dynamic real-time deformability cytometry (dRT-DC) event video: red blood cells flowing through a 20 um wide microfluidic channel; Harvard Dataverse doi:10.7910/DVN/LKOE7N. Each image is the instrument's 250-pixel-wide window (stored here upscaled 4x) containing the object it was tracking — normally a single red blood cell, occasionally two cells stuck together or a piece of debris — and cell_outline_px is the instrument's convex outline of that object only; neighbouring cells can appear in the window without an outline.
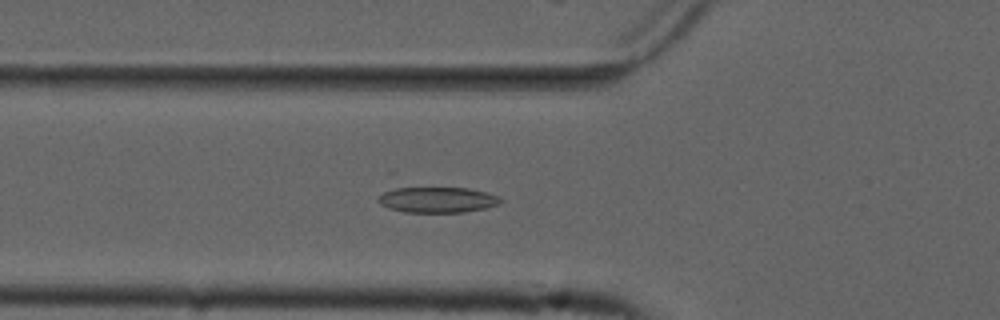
{"species": "common noctule bat (a hibernating species)", "species_latin": "Nyctalus noctula", "temperature_condition": "cold", "stored_images_in_passage": 55, "camera_frame_rate_fps": 3000, "um_per_image_px": 0.085, "animal": {"sex": "male", "forearm_length_mm": 52.5}, "frame": {"image": 1, "passage_image": 19, "time_ms": 6.0, "image_size_px": [1000, 320], "cell_outline_px": [[504, 200], [500, 204], [484, 208], [464, 212], [404, 212], [388, 208], [380, 204], [376, 200], [384, 192], [396, 184], [400, 184], [468, 188], [500, 196]], "centroid_in_image_um": [37.08, 16.91], "position_along_channel_um": 88.7, "area_um2": 19.48}}
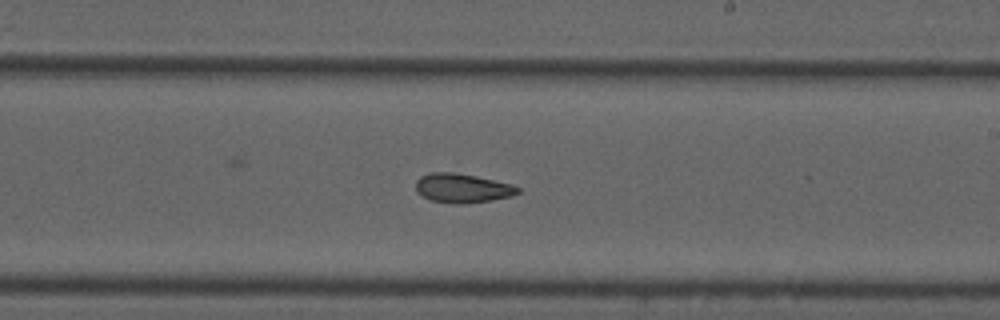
{"frame": {"image": 2, "passage_image": 32, "time_ms": 10.333, "image_size_px": [1000, 320], "cell_outline_px": [[520, 192], [512, 196], [492, 200], [460, 204], [452, 204], [428, 200], [420, 196], [416, 192], [416, 180], [420, 176], [432, 172], [452, 172], [476, 176], [512, 184], [520, 188]], "centroid_in_image_um": [39.26, 16.0], "position_along_channel_um": 249.7, "area_um2": 17.57}}
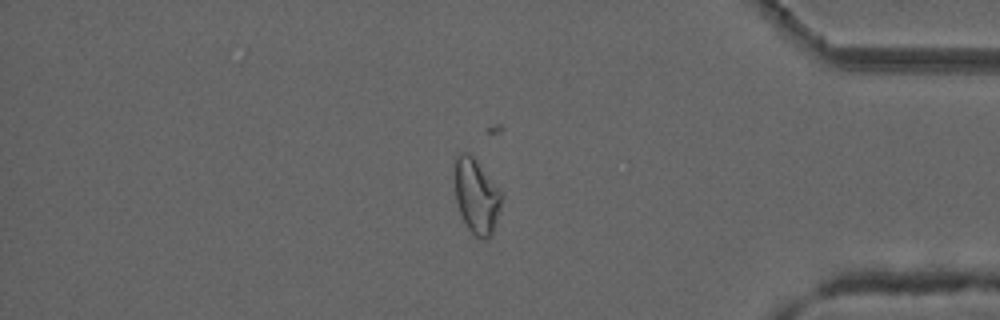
{"frame": {"image": 3, "passage_image": 46, "time_ms": 15.0, "image_size_px": [1000, 320], "cell_outline_px": [[500, 208], [492, 236], [488, 240], [480, 240], [468, 228], [460, 212], [456, 200], [456, 156], [460, 152], [468, 152], [472, 156], [500, 192]], "centroid_in_image_um": [40.49, 16.74], "position_along_channel_um": 394.7, "area_um2": 19.65}}